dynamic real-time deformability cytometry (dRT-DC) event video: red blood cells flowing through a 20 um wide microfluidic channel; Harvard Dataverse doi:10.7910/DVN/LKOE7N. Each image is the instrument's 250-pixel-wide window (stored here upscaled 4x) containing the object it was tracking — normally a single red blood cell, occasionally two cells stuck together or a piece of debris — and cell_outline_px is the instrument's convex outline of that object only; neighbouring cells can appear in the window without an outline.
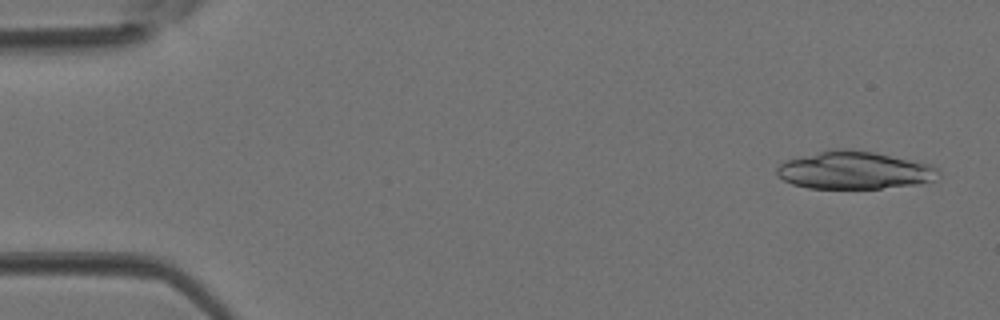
{"species": "Egyptian fruit bat (a non-hibernating species)", "species_latin": "Rousettus aegyptiacus", "temperature_condition": "room temperature", "stored_images_in_passage": 3, "camera_frame_rate_fps": 3000, "um_per_image_px": 0.085, "animal": {"sex": "female"}, "frame": {"image": 1, "passage_image": 1, "time_ms": 0.0, "image_size_px": [1000, 320], "cell_outline_px": [[940, 176], [936, 180], [920, 184], [880, 188], [808, 188], [792, 184], [784, 180], [776, 172], [776, 168], [780, 164], [788, 160], [828, 148], [852, 148], [932, 164], [940, 172]], "centroid_in_image_um": [72.65, 14.46], "position_along_channel_um": 12.3, "area_um2": 35.72}}